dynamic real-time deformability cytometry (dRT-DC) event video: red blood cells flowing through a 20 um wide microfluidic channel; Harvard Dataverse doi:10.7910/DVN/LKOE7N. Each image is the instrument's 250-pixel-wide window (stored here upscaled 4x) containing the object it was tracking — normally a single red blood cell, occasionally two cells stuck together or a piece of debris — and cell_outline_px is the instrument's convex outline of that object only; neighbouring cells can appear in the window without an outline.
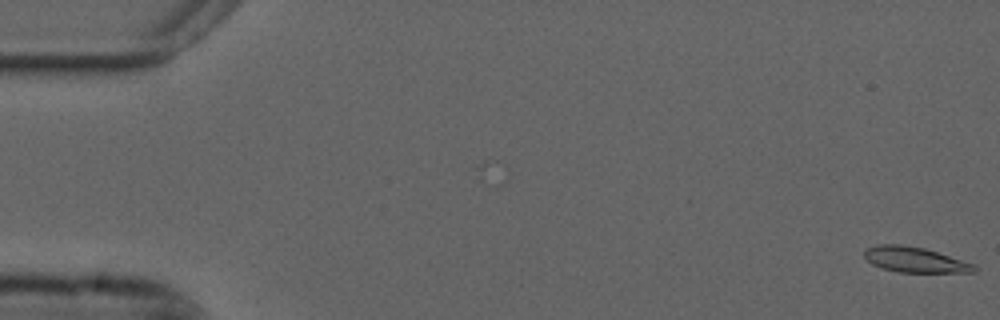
{"species": "common noctule bat (a hibernating species)", "species_latin": "Nyctalus noctula", "temperature_condition": "cold", "stored_images_in_passage": 6, "camera_frame_rate_fps": 3000, "um_per_image_px": 0.085, "animal": {"sex": "male", "forearm_length_mm": 52.5}, "frame": {"image": 1, "passage_image": 6, "time_ms": 1.667, "image_size_px": [1000, 320], "cell_outline_px": [[976, 272], [900, 272], [880, 268], [872, 264], [864, 256], [864, 252], [868, 248], [876, 244], [900, 244], [924, 248], [972, 264], [976, 268]], "centroid_in_image_um": [77.69, 22.07], "position_along_channel_um": 7.3, "area_um2": 15.9}}